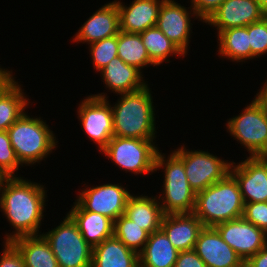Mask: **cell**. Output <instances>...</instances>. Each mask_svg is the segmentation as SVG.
I'll use <instances>...</instances> for the list:
<instances>
[{"label": "cell", "instance_id": "obj_1", "mask_svg": "<svg viewBox=\"0 0 267 267\" xmlns=\"http://www.w3.org/2000/svg\"><path fill=\"white\" fill-rule=\"evenodd\" d=\"M45 184L25 177H2L0 181V211L11 225L3 237L12 241L21 236L41 235L40 227L46 212L48 194ZM12 230V232H11Z\"/></svg>", "mask_w": 267, "mask_h": 267}, {"label": "cell", "instance_id": "obj_2", "mask_svg": "<svg viewBox=\"0 0 267 267\" xmlns=\"http://www.w3.org/2000/svg\"><path fill=\"white\" fill-rule=\"evenodd\" d=\"M149 85L136 92L119 94V99L111 104L114 136L156 140V109Z\"/></svg>", "mask_w": 267, "mask_h": 267}, {"label": "cell", "instance_id": "obj_3", "mask_svg": "<svg viewBox=\"0 0 267 267\" xmlns=\"http://www.w3.org/2000/svg\"><path fill=\"white\" fill-rule=\"evenodd\" d=\"M7 132L17 159L24 167H32L36 163L41 164L58 148L59 141L46 120L40 116H30L27 110L9 127Z\"/></svg>", "mask_w": 267, "mask_h": 267}, {"label": "cell", "instance_id": "obj_4", "mask_svg": "<svg viewBox=\"0 0 267 267\" xmlns=\"http://www.w3.org/2000/svg\"><path fill=\"white\" fill-rule=\"evenodd\" d=\"M244 202L235 177L229 172L223 179L196 193L193 213L204 227L243 216Z\"/></svg>", "mask_w": 267, "mask_h": 267}, {"label": "cell", "instance_id": "obj_5", "mask_svg": "<svg viewBox=\"0 0 267 267\" xmlns=\"http://www.w3.org/2000/svg\"><path fill=\"white\" fill-rule=\"evenodd\" d=\"M161 151L156 156L155 173L161 169L164 180L162 192L156 196L164 214L193 213L196 192L188 183L183 161L172 150L167 156Z\"/></svg>", "mask_w": 267, "mask_h": 267}, {"label": "cell", "instance_id": "obj_6", "mask_svg": "<svg viewBox=\"0 0 267 267\" xmlns=\"http://www.w3.org/2000/svg\"><path fill=\"white\" fill-rule=\"evenodd\" d=\"M156 141L113 136L100 153L125 173L152 175L160 150Z\"/></svg>", "mask_w": 267, "mask_h": 267}, {"label": "cell", "instance_id": "obj_7", "mask_svg": "<svg viewBox=\"0 0 267 267\" xmlns=\"http://www.w3.org/2000/svg\"><path fill=\"white\" fill-rule=\"evenodd\" d=\"M42 235L50 244L59 267H91L93 248L85 241L77 224L66 214L63 220Z\"/></svg>", "mask_w": 267, "mask_h": 267}, {"label": "cell", "instance_id": "obj_8", "mask_svg": "<svg viewBox=\"0 0 267 267\" xmlns=\"http://www.w3.org/2000/svg\"><path fill=\"white\" fill-rule=\"evenodd\" d=\"M226 121V132L245 147L249 156L267 154V112L255 98L238 116Z\"/></svg>", "mask_w": 267, "mask_h": 267}, {"label": "cell", "instance_id": "obj_9", "mask_svg": "<svg viewBox=\"0 0 267 267\" xmlns=\"http://www.w3.org/2000/svg\"><path fill=\"white\" fill-rule=\"evenodd\" d=\"M172 151L183 161L188 183L196 193L223 179L230 172L232 160H224L208 150H189L183 143Z\"/></svg>", "mask_w": 267, "mask_h": 267}, {"label": "cell", "instance_id": "obj_10", "mask_svg": "<svg viewBox=\"0 0 267 267\" xmlns=\"http://www.w3.org/2000/svg\"><path fill=\"white\" fill-rule=\"evenodd\" d=\"M106 92L84 97L77 107L78 121L85 135L97 145L100 152L114 136L111 102Z\"/></svg>", "mask_w": 267, "mask_h": 267}, {"label": "cell", "instance_id": "obj_11", "mask_svg": "<svg viewBox=\"0 0 267 267\" xmlns=\"http://www.w3.org/2000/svg\"><path fill=\"white\" fill-rule=\"evenodd\" d=\"M82 188L75 201L86 211L105 215L115 221L125 214L128 198L131 191L122 183H105L101 185Z\"/></svg>", "mask_w": 267, "mask_h": 267}, {"label": "cell", "instance_id": "obj_12", "mask_svg": "<svg viewBox=\"0 0 267 267\" xmlns=\"http://www.w3.org/2000/svg\"><path fill=\"white\" fill-rule=\"evenodd\" d=\"M188 8V9H187ZM190 9V10H189ZM192 18L204 24L193 8L175 0H164L159 9L156 27L185 55L188 54L192 32Z\"/></svg>", "mask_w": 267, "mask_h": 267}, {"label": "cell", "instance_id": "obj_13", "mask_svg": "<svg viewBox=\"0 0 267 267\" xmlns=\"http://www.w3.org/2000/svg\"><path fill=\"white\" fill-rule=\"evenodd\" d=\"M214 228L244 262L267 245V234L243 217L219 223Z\"/></svg>", "mask_w": 267, "mask_h": 267}, {"label": "cell", "instance_id": "obj_14", "mask_svg": "<svg viewBox=\"0 0 267 267\" xmlns=\"http://www.w3.org/2000/svg\"><path fill=\"white\" fill-rule=\"evenodd\" d=\"M231 163L230 173L238 182L244 203L267 202V163L260 156H247Z\"/></svg>", "mask_w": 267, "mask_h": 267}, {"label": "cell", "instance_id": "obj_15", "mask_svg": "<svg viewBox=\"0 0 267 267\" xmlns=\"http://www.w3.org/2000/svg\"><path fill=\"white\" fill-rule=\"evenodd\" d=\"M264 17L265 11L256 0H225L204 23L217 29L218 35L222 30L245 27Z\"/></svg>", "mask_w": 267, "mask_h": 267}, {"label": "cell", "instance_id": "obj_16", "mask_svg": "<svg viewBox=\"0 0 267 267\" xmlns=\"http://www.w3.org/2000/svg\"><path fill=\"white\" fill-rule=\"evenodd\" d=\"M73 35L71 42L91 44L118 35L120 31L119 10L116 1L100 6Z\"/></svg>", "mask_w": 267, "mask_h": 267}, {"label": "cell", "instance_id": "obj_17", "mask_svg": "<svg viewBox=\"0 0 267 267\" xmlns=\"http://www.w3.org/2000/svg\"><path fill=\"white\" fill-rule=\"evenodd\" d=\"M194 251L206 267H244L245 262L214 227H204L200 231Z\"/></svg>", "mask_w": 267, "mask_h": 267}, {"label": "cell", "instance_id": "obj_18", "mask_svg": "<svg viewBox=\"0 0 267 267\" xmlns=\"http://www.w3.org/2000/svg\"><path fill=\"white\" fill-rule=\"evenodd\" d=\"M115 1L119 10L120 31L139 34L156 26L164 0H132L129 5L121 0Z\"/></svg>", "mask_w": 267, "mask_h": 267}, {"label": "cell", "instance_id": "obj_19", "mask_svg": "<svg viewBox=\"0 0 267 267\" xmlns=\"http://www.w3.org/2000/svg\"><path fill=\"white\" fill-rule=\"evenodd\" d=\"M99 73L105 89L117 95L136 92L148 85L144 74L136 67L126 64L120 57L112 59Z\"/></svg>", "mask_w": 267, "mask_h": 267}, {"label": "cell", "instance_id": "obj_20", "mask_svg": "<svg viewBox=\"0 0 267 267\" xmlns=\"http://www.w3.org/2000/svg\"><path fill=\"white\" fill-rule=\"evenodd\" d=\"M204 228L194 213L166 214L161 229L178 251L194 250L198 235Z\"/></svg>", "mask_w": 267, "mask_h": 267}, {"label": "cell", "instance_id": "obj_21", "mask_svg": "<svg viewBox=\"0 0 267 267\" xmlns=\"http://www.w3.org/2000/svg\"><path fill=\"white\" fill-rule=\"evenodd\" d=\"M67 214L77 224L85 241L94 248L113 236L114 221L109 217L84 210L76 201Z\"/></svg>", "mask_w": 267, "mask_h": 267}, {"label": "cell", "instance_id": "obj_22", "mask_svg": "<svg viewBox=\"0 0 267 267\" xmlns=\"http://www.w3.org/2000/svg\"><path fill=\"white\" fill-rule=\"evenodd\" d=\"M135 195L132 193L128 198L124 215L149 234L161 229L165 214L157 196L146 195V193Z\"/></svg>", "mask_w": 267, "mask_h": 267}, {"label": "cell", "instance_id": "obj_23", "mask_svg": "<svg viewBox=\"0 0 267 267\" xmlns=\"http://www.w3.org/2000/svg\"><path fill=\"white\" fill-rule=\"evenodd\" d=\"M91 267H139V254L113 235L93 248Z\"/></svg>", "mask_w": 267, "mask_h": 267}, {"label": "cell", "instance_id": "obj_24", "mask_svg": "<svg viewBox=\"0 0 267 267\" xmlns=\"http://www.w3.org/2000/svg\"><path fill=\"white\" fill-rule=\"evenodd\" d=\"M179 251L162 229L149 234L144 249L139 253V267H173Z\"/></svg>", "mask_w": 267, "mask_h": 267}, {"label": "cell", "instance_id": "obj_25", "mask_svg": "<svg viewBox=\"0 0 267 267\" xmlns=\"http://www.w3.org/2000/svg\"><path fill=\"white\" fill-rule=\"evenodd\" d=\"M15 78L0 90V131H7L32 103Z\"/></svg>", "mask_w": 267, "mask_h": 267}, {"label": "cell", "instance_id": "obj_26", "mask_svg": "<svg viewBox=\"0 0 267 267\" xmlns=\"http://www.w3.org/2000/svg\"><path fill=\"white\" fill-rule=\"evenodd\" d=\"M11 242L20 251L25 267H59L50 244L42 234L21 236Z\"/></svg>", "mask_w": 267, "mask_h": 267}, {"label": "cell", "instance_id": "obj_27", "mask_svg": "<svg viewBox=\"0 0 267 267\" xmlns=\"http://www.w3.org/2000/svg\"><path fill=\"white\" fill-rule=\"evenodd\" d=\"M217 55L223 60L243 64L251 59V47L247 27L222 30L217 35ZM247 60V61H246Z\"/></svg>", "mask_w": 267, "mask_h": 267}, {"label": "cell", "instance_id": "obj_28", "mask_svg": "<svg viewBox=\"0 0 267 267\" xmlns=\"http://www.w3.org/2000/svg\"><path fill=\"white\" fill-rule=\"evenodd\" d=\"M117 55L126 64L136 67L142 73L145 67L156 66L158 68L150 59L140 34L119 31Z\"/></svg>", "mask_w": 267, "mask_h": 267}, {"label": "cell", "instance_id": "obj_29", "mask_svg": "<svg viewBox=\"0 0 267 267\" xmlns=\"http://www.w3.org/2000/svg\"><path fill=\"white\" fill-rule=\"evenodd\" d=\"M150 59L160 66L170 63L169 57L184 58L186 55L176 47L156 26L139 33Z\"/></svg>", "mask_w": 267, "mask_h": 267}, {"label": "cell", "instance_id": "obj_30", "mask_svg": "<svg viewBox=\"0 0 267 267\" xmlns=\"http://www.w3.org/2000/svg\"><path fill=\"white\" fill-rule=\"evenodd\" d=\"M113 235L138 254L144 249L149 233L125 215L114 221Z\"/></svg>", "mask_w": 267, "mask_h": 267}, {"label": "cell", "instance_id": "obj_31", "mask_svg": "<svg viewBox=\"0 0 267 267\" xmlns=\"http://www.w3.org/2000/svg\"><path fill=\"white\" fill-rule=\"evenodd\" d=\"M118 35L88 45L93 69L99 72L117 55Z\"/></svg>", "mask_w": 267, "mask_h": 267}, {"label": "cell", "instance_id": "obj_32", "mask_svg": "<svg viewBox=\"0 0 267 267\" xmlns=\"http://www.w3.org/2000/svg\"><path fill=\"white\" fill-rule=\"evenodd\" d=\"M23 167L15 154L11 145L7 131H0V176L1 177H21L18 175Z\"/></svg>", "mask_w": 267, "mask_h": 267}, {"label": "cell", "instance_id": "obj_33", "mask_svg": "<svg viewBox=\"0 0 267 267\" xmlns=\"http://www.w3.org/2000/svg\"><path fill=\"white\" fill-rule=\"evenodd\" d=\"M251 47V60L267 54V18L246 26Z\"/></svg>", "mask_w": 267, "mask_h": 267}, {"label": "cell", "instance_id": "obj_34", "mask_svg": "<svg viewBox=\"0 0 267 267\" xmlns=\"http://www.w3.org/2000/svg\"><path fill=\"white\" fill-rule=\"evenodd\" d=\"M242 217L267 234V202L244 203Z\"/></svg>", "mask_w": 267, "mask_h": 267}, {"label": "cell", "instance_id": "obj_35", "mask_svg": "<svg viewBox=\"0 0 267 267\" xmlns=\"http://www.w3.org/2000/svg\"><path fill=\"white\" fill-rule=\"evenodd\" d=\"M0 252V267H25L23 257L11 241H3Z\"/></svg>", "mask_w": 267, "mask_h": 267}, {"label": "cell", "instance_id": "obj_36", "mask_svg": "<svg viewBox=\"0 0 267 267\" xmlns=\"http://www.w3.org/2000/svg\"><path fill=\"white\" fill-rule=\"evenodd\" d=\"M225 0H190V6L205 22Z\"/></svg>", "mask_w": 267, "mask_h": 267}, {"label": "cell", "instance_id": "obj_37", "mask_svg": "<svg viewBox=\"0 0 267 267\" xmlns=\"http://www.w3.org/2000/svg\"><path fill=\"white\" fill-rule=\"evenodd\" d=\"M173 267H206V264L194 250H190L179 251L177 260Z\"/></svg>", "mask_w": 267, "mask_h": 267}, {"label": "cell", "instance_id": "obj_38", "mask_svg": "<svg viewBox=\"0 0 267 267\" xmlns=\"http://www.w3.org/2000/svg\"><path fill=\"white\" fill-rule=\"evenodd\" d=\"M244 267H267V245L254 256L248 258L244 263Z\"/></svg>", "mask_w": 267, "mask_h": 267}, {"label": "cell", "instance_id": "obj_39", "mask_svg": "<svg viewBox=\"0 0 267 267\" xmlns=\"http://www.w3.org/2000/svg\"><path fill=\"white\" fill-rule=\"evenodd\" d=\"M259 91V92H258ZM254 95V98L262 105L263 109L267 112V79L263 82V85Z\"/></svg>", "mask_w": 267, "mask_h": 267}, {"label": "cell", "instance_id": "obj_40", "mask_svg": "<svg viewBox=\"0 0 267 267\" xmlns=\"http://www.w3.org/2000/svg\"><path fill=\"white\" fill-rule=\"evenodd\" d=\"M14 77L12 69L0 65V90Z\"/></svg>", "mask_w": 267, "mask_h": 267}, {"label": "cell", "instance_id": "obj_41", "mask_svg": "<svg viewBox=\"0 0 267 267\" xmlns=\"http://www.w3.org/2000/svg\"><path fill=\"white\" fill-rule=\"evenodd\" d=\"M256 1L260 4L261 8L265 12H267V0H256Z\"/></svg>", "mask_w": 267, "mask_h": 267}, {"label": "cell", "instance_id": "obj_42", "mask_svg": "<svg viewBox=\"0 0 267 267\" xmlns=\"http://www.w3.org/2000/svg\"><path fill=\"white\" fill-rule=\"evenodd\" d=\"M260 157L267 163V154L260 155Z\"/></svg>", "mask_w": 267, "mask_h": 267}]
</instances>
